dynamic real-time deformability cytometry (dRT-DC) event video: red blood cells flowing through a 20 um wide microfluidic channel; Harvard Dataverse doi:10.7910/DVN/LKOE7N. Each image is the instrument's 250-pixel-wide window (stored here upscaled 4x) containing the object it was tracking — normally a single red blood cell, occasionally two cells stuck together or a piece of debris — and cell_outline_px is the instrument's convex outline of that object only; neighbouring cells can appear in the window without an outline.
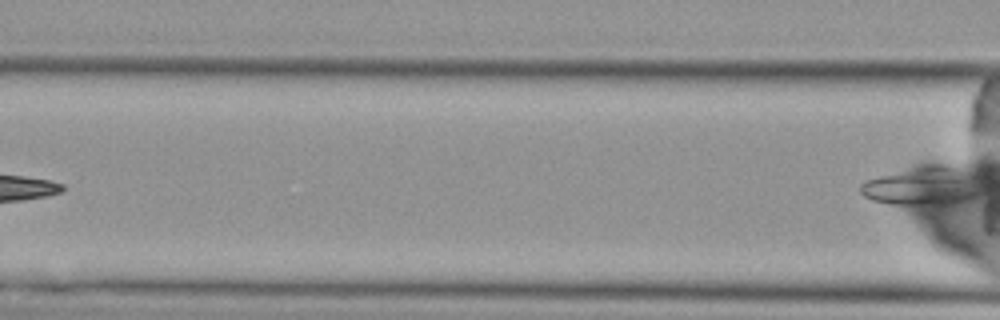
{"species": "Egyptian fruit bat (a non-hibernating species)", "species_latin": "Rousettus aegyptiacus", "temperature_condition": "cold", "stored_images_in_passage": 6, "camera_frame_rate_fps": 3000, "um_per_image_px": 0.085, "animal": {"sex": "female"}, "frame": {"image": 1, "passage_image": 6, "time_ms": 7.667, "image_size_px": [1000, 320], "cell_outline_px": [[984, 192], [976, 200], [920, 216], [872, 200], [864, 196], [860, 192], [860, 184], [864, 180], [920, 164], [944, 164], [956, 168], [984, 188]], "centroid_in_image_um": [78.41, 16.04], "position_along_channel_um": 88.2, "area_um2": 30.98}}